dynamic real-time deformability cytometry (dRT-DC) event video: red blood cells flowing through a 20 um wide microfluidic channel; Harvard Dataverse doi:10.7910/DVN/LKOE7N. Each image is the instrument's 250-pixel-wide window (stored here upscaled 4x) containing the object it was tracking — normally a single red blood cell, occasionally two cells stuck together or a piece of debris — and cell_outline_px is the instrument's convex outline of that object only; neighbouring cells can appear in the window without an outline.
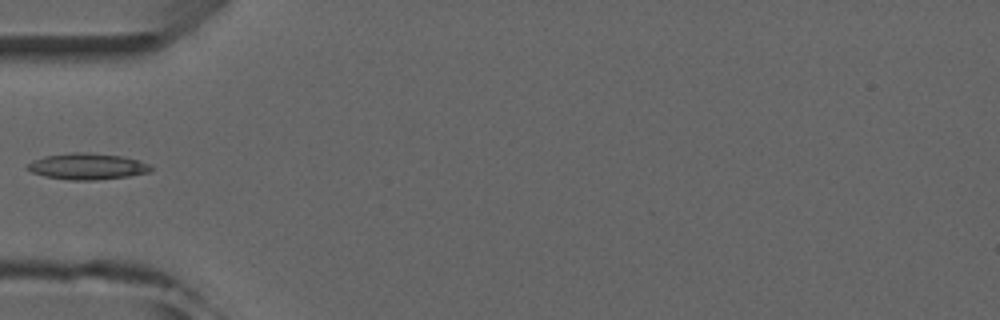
{"species": "common noctule bat (a hibernating species)", "species_latin": "Nyctalus noctula", "temperature_condition": "room temperature", "stored_images_in_passage": 6, "camera_frame_rate_fps": 3000, "um_per_image_px": 0.085, "animal": {"sex": "male", "forearm_length_mm": 52.5}, "frame": {"image": 1, "passage_image": 5, "time_ms": 4.667, "image_size_px": [1000, 320], "cell_outline_px": [[152, 172], [128, 176], [96, 180], [68, 180], [44, 176], [32, 172], [24, 168], [32, 160], [44, 156], [72, 152], [84, 152], [120, 156], [140, 160], [148, 164], [152, 168]], "centroid_in_image_um": [7.4, 14.14], "position_along_channel_um": 77.6, "area_um2": 18.96}}
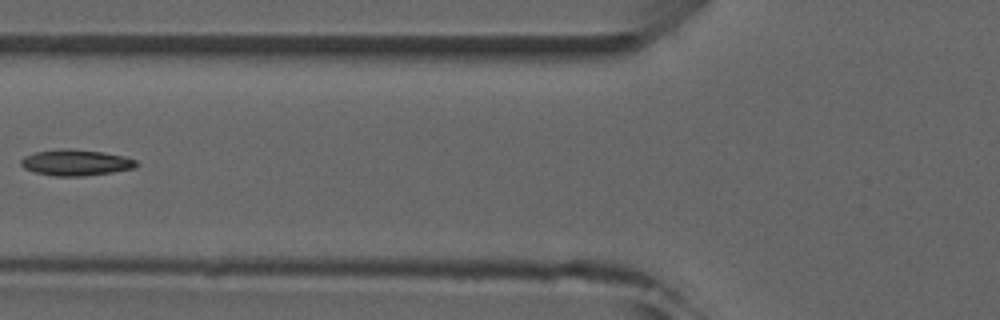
{"frame": {"image": 2, "passage_image": 6, "time_ms": 5.667, "image_size_px": [1000, 320], "cell_outline_px": [[140, 164], [136, 168], [112, 172], [84, 176], [56, 176], [36, 172], [24, 168], [20, 164], [20, 160], [24, 156], [36, 152], [60, 148], [64, 148], [104, 152], [124, 156], [136, 160]], "centroid_in_image_um": [6.47, 13.81], "position_along_channel_um": 119.3, "area_um2": 17.57}}